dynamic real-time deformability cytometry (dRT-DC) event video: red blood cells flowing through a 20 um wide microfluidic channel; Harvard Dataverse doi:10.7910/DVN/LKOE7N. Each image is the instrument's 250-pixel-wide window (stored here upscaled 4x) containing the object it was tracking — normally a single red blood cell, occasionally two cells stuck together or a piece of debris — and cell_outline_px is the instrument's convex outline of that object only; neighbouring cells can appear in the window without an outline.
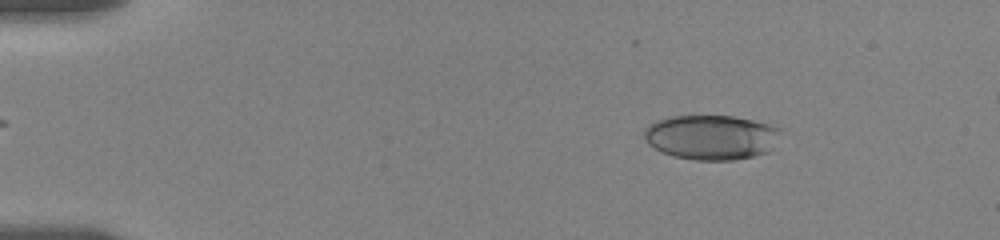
{"species": "human", "species_latin": "Homo sapiens", "temperature_condition": "room temperature", "stored_images_in_passage": 57, "camera_frame_rate_fps": 3000, "um_per_image_px": 0.085, "donor": {"sex": "female"}, "frame": {"image": 1, "passage_image": 8, "time_ms": 2.333, "image_size_px": [1000, 240], "cell_outline_px": [[780, 128], [772, 148], [768, 152], [752, 156], [732, 160], [696, 160], [672, 156], [648, 144], [644, 140], [644, 128], [648, 124], [656, 120], [668, 116], [732, 116], [752, 120], [768, 124]], "centroid_in_image_um": [60.4, 11.66], "position_along_channel_um": 24.6, "area_um2": 35.43}}
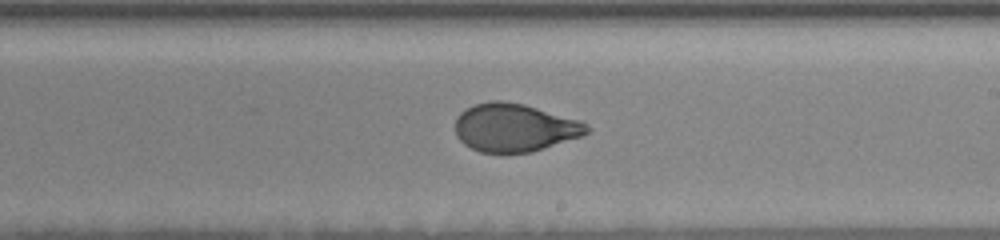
{"frame": {"image": 2, "passage_image": 33, "time_ms": 11.0, "image_size_px": [1000, 240], "cell_outline_px": [[592, 128], [584, 136], [532, 152], [504, 156], [480, 152], [464, 144], [456, 136], [456, 116], [464, 108], [488, 100], [504, 100], [524, 104], [580, 120], [588, 124]], "centroid_in_image_um": [43.74, 10.88], "position_along_channel_um": 245.3, "area_um2": 37.97}}
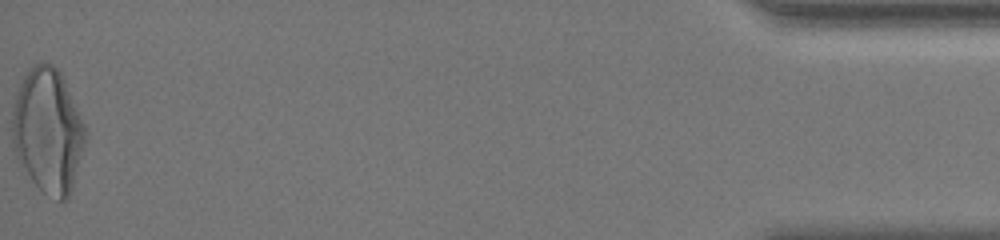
{"frame": {"image": 3, "passage_image": 56, "time_ms": 18.667, "image_size_px": [1000, 240], "cell_outline_px": [[88, 132], [72, 188], [68, 196], [64, 200], [60, 200], [44, 192], [32, 180], [20, 164], [16, 156], [12, 144], [12, 112], [16, 96], [20, 84], [24, 76], [40, 60], [44, 60], [52, 64], [60, 72], [64, 80]], "centroid_in_image_um": [4.07, 11.09], "position_along_channel_um": 431.1, "area_um2": 52.6}, "authors_computed_cell_mechanics": {"area_um2": 37.8012, "velocity_mm_per_s": 3.5444, "shape_relaxation_time_tau1_ms": 6.108, "shape_relaxation_time_tau2_ms": 0.9298, "deformation_change_tau1": 0.2115, "deformation_change_tau2": 0.0537}}